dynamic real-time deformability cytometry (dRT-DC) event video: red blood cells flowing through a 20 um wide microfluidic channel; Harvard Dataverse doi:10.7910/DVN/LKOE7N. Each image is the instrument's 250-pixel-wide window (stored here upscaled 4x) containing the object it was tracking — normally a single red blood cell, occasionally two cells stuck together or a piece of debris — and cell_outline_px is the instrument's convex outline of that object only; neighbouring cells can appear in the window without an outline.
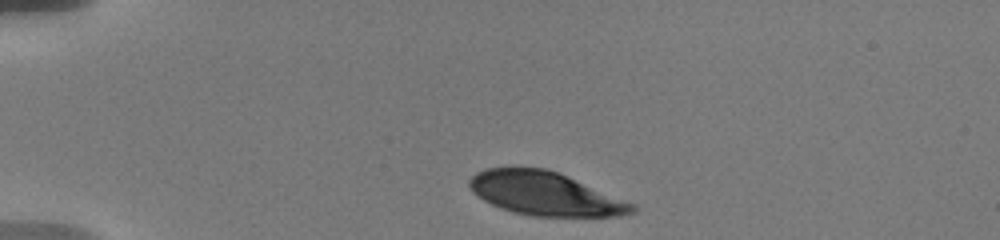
{"species": "human", "species_latin": "Homo sapiens", "temperature_condition": "warm", "stored_images_in_passage": 14, "camera_frame_rate_fps": 3000, "um_per_image_px": 0.085, "donor": {"sex": "male"}, "frame": {"image": 1, "passage_image": 1, "time_ms": 0.0, "image_size_px": [1000, 240], "cell_outline_px": [[636, 212], [620, 216], [532, 216], [512, 212], [500, 208], [484, 200], [472, 192], [468, 184], [468, 180], [476, 172], [488, 168], [512, 164], [548, 168], [560, 172], [636, 204]], "centroid_in_image_um": [46.31, 16.41], "position_along_channel_um": 38.7, "area_um2": 42.37}}
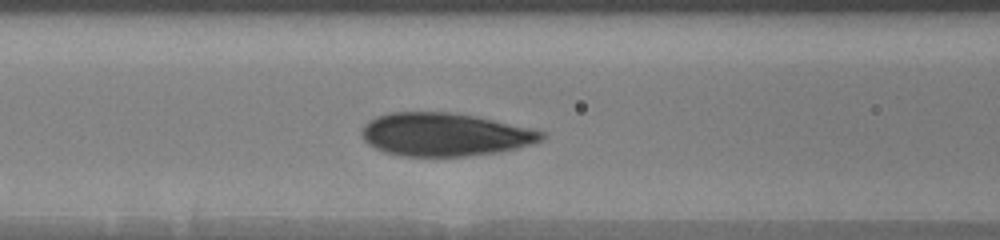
{"frame": {"image": 2, "passage_image": 11, "time_ms": 4.0, "image_size_px": [1000, 240], "cell_outline_px": [[544, 136], [540, 140], [532, 144], [516, 148], [496, 152], [468, 156], [400, 156], [384, 152], [368, 144], [364, 140], [360, 132], [364, 124], [368, 120], [376, 116], [388, 112], [452, 112], [476, 116], [528, 128], [544, 132]], "centroid_in_image_um": [37.73, 11.43], "position_along_channel_um": 128.9, "area_um2": 45.14}}
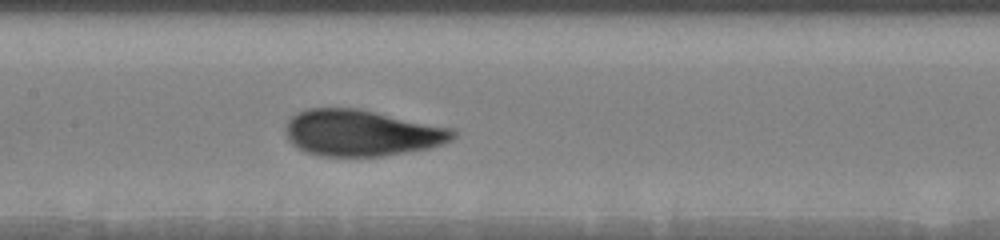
{"frame": {"image": 3, "passage_image": 14, "time_ms": 5.333, "image_size_px": [1000, 240], "cell_outline_px": [[456, 136], [452, 140], [444, 144], [428, 148], [380, 156], [316, 156], [304, 152], [296, 148], [288, 140], [284, 132], [284, 124], [296, 112], [304, 108], [360, 108], [456, 128]], "centroid_in_image_um": [30.71, 11.28], "position_along_channel_um": 176.7, "area_um2": 46.07}}